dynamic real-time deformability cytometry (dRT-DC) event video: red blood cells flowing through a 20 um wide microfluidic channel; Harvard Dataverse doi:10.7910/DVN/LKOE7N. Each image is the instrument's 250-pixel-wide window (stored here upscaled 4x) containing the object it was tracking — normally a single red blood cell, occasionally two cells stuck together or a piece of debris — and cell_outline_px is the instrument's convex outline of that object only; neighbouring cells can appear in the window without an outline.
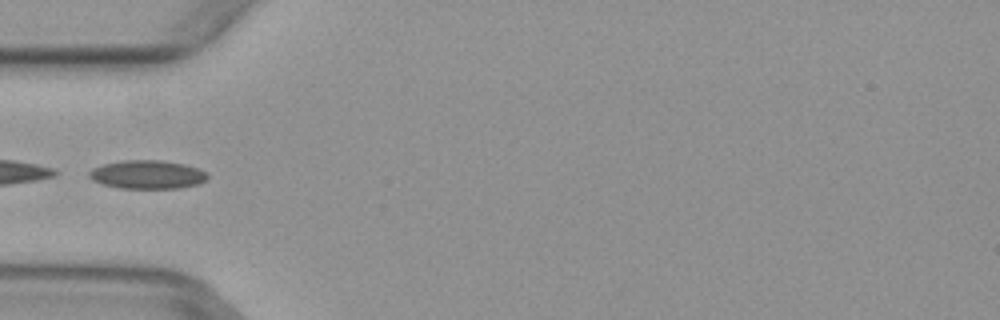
{"species": "common noctule bat (a hibernating species)", "species_latin": "Nyctalus noctula", "temperature_condition": "warm", "stored_images_in_passage": 4, "camera_frame_rate_fps": 3000, "um_per_image_px": 0.085, "animal": {"sex": "female", "body_mass_g": 29.2, "forearm_length_mm": 56.3}, "frame": {"image": 1, "passage_image": 4, "time_ms": 1.0, "image_size_px": [1000, 320], "cell_outline_px": [[208, 180], [200, 184], [180, 188], [120, 188], [104, 184], [92, 180], [88, 176], [88, 172], [92, 168], [104, 164], [124, 160], [160, 160], [184, 164], [200, 168], [208, 172]], "centroid_in_image_um": [12.58, 14.83], "position_along_channel_um": 72.4, "area_um2": 19.88}}